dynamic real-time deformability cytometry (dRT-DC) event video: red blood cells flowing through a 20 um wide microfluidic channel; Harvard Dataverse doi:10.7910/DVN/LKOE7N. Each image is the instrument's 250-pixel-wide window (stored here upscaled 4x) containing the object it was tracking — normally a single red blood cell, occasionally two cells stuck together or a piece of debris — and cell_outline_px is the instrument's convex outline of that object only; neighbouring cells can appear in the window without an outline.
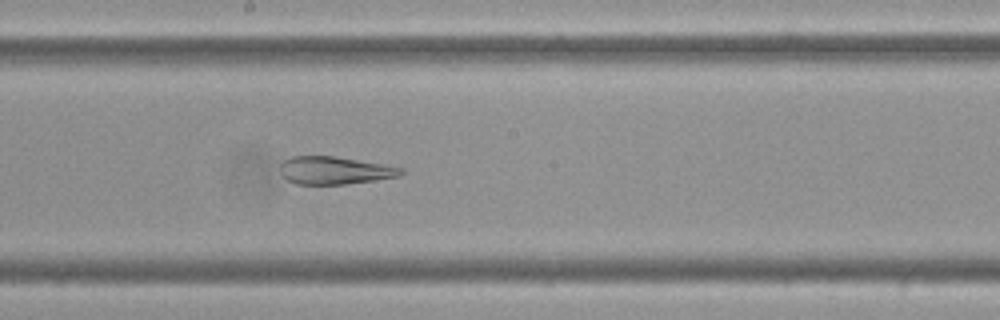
{"species": "Egyptian fruit bat (a non-hibernating species)", "species_latin": "Rousettus aegyptiacus", "temperature_condition": "cold", "stored_images_in_passage": 53, "camera_frame_rate_fps": 3000, "um_per_image_px": 0.085, "frame": {"image": 1, "passage_image": 27, "time_ms": 8.667, "image_size_px": [1000, 320], "cell_outline_px": [[404, 172], [400, 176], [376, 180], [348, 184], [296, 184], [288, 180], [280, 172], [280, 164], [284, 160], [292, 156], [336, 156], [404, 168]], "centroid_in_image_um": [28.45, 14.48], "position_along_channel_um": 219.8, "area_um2": 19.54}}
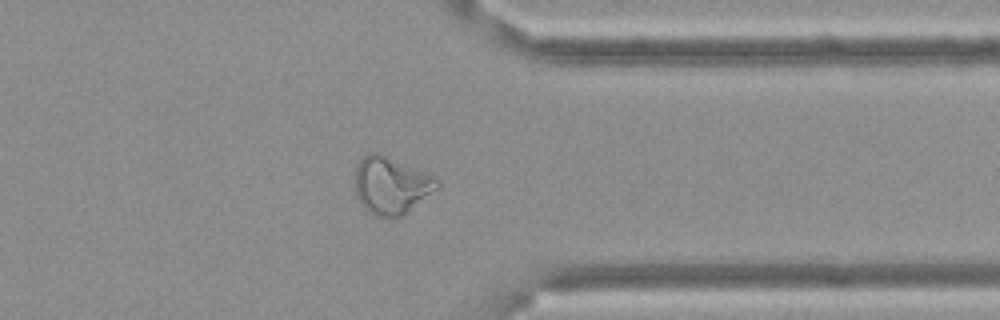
{"frame": {"image": 2, "passage_image": 41, "time_ms": 13.333, "image_size_px": [1000, 320], "cell_outline_px": [[440, 188], [400, 216], [392, 220], [372, 216], [360, 204], [356, 196], [352, 184], [352, 180], [356, 164], [368, 152], [376, 152], [432, 176], [440, 184]], "centroid_in_image_um": [33.15, 15.81], "position_along_channel_um": 378.3, "area_um2": 27.74}}
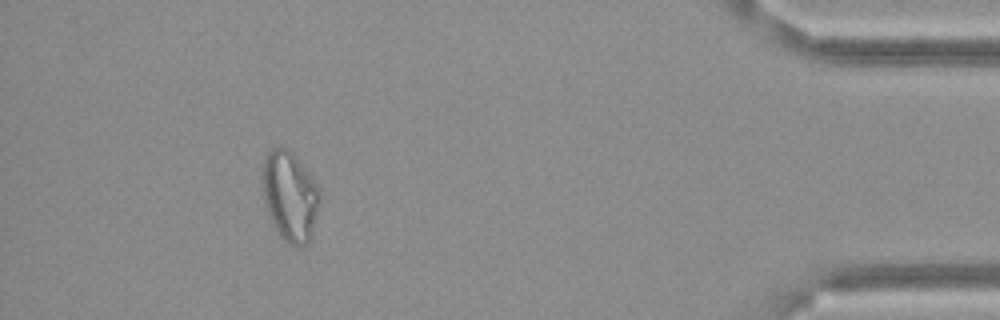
{"frame": {"image": 3, "passage_image": 48, "time_ms": 15.667, "image_size_px": [1000, 320], "cell_outline_px": [[320, 200], [308, 244], [300, 248], [296, 248], [288, 244], [280, 236], [268, 216], [264, 208], [264, 156], [272, 148], [288, 148], [296, 156], [308, 172], [316, 184], [320, 192]], "centroid_in_image_um": [24.64, 16.71], "position_along_channel_um": 410.6, "area_um2": 29.82}, "authors_computed_cell_mechanics": {"area_um2": 27.744, "velocity_mm_per_s": 3.4923, "shape_relaxation_time_tau1_ms": null, "shape_relaxation_time_tau2_ms": 1.5772, "deformation_change_tau1": null, "deformation_change_tau2": 0.0691}}